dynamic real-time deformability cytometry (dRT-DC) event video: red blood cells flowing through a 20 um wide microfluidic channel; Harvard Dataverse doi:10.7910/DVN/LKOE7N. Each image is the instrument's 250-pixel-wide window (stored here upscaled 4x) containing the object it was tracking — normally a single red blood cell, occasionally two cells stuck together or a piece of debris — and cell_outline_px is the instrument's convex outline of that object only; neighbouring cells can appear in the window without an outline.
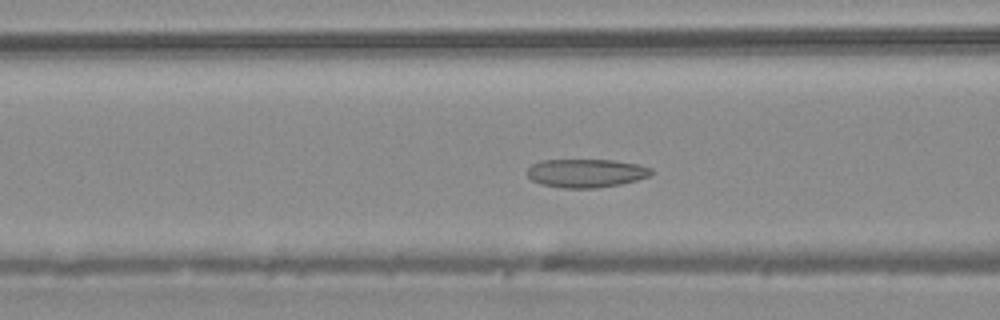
{"species": "common noctule bat (a hibernating species)", "species_latin": "Nyctalus noctula", "temperature_condition": "warm", "stored_images_in_passage": 50, "camera_frame_rate_fps": 3000, "um_per_image_px": 0.085, "animal": {"sex": "male", "body_mass_g": 20.4}, "frame": {"image": 1, "passage_image": 20, "time_ms": 6.333, "image_size_px": [1000, 320], "cell_outline_px": [[652, 172], [648, 176], [636, 180], [620, 184], [596, 188], [564, 188], [540, 184], [532, 180], [528, 176], [528, 168], [532, 164], [544, 160], [612, 160], [640, 164], [652, 168]], "centroid_in_image_um": [49.82, 14.71], "position_along_channel_um": 116.8, "area_um2": 20.52}}
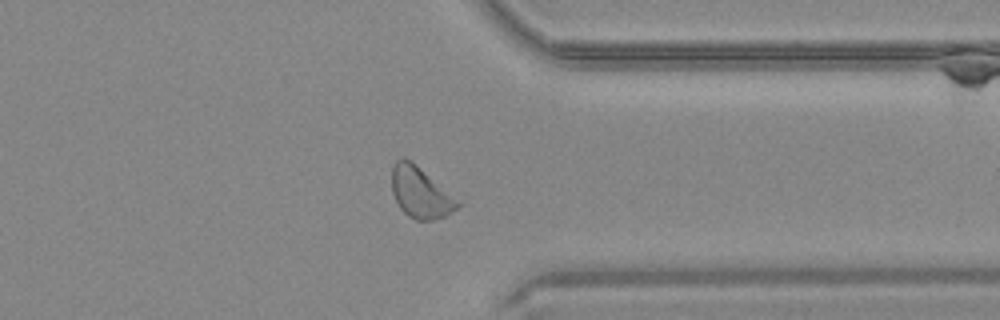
{"frame": {"image": 2, "passage_image": 39, "time_ms": 12.667, "image_size_px": [1000, 320], "cell_outline_px": [[464, 204], [444, 216], [432, 220], [416, 220], [408, 216], [400, 208], [392, 192], [392, 168], [396, 160], [408, 160], [416, 164]], "centroid_in_image_um": [35.76, 16.39], "position_along_channel_um": 375.6, "area_um2": 19.31}}
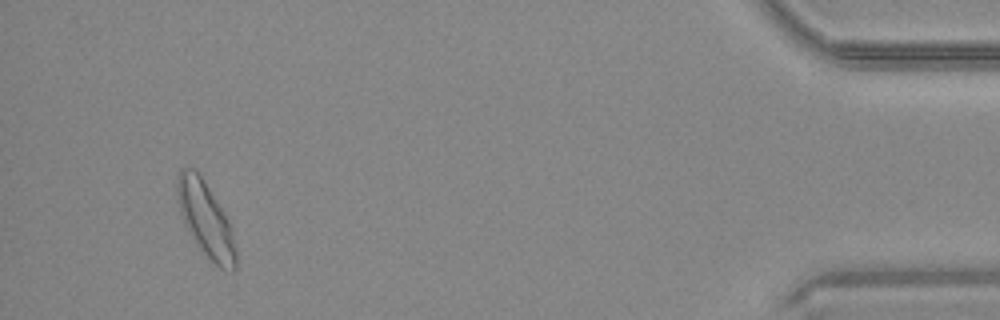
{"frame": {"image": 3, "passage_image": 47, "time_ms": 15.333, "image_size_px": [1000, 320], "cell_outline_px": [[236, 268], [232, 272], [220, 268], [204, 252], [184, 224], [180, 212], [176, 196], [176, 180], [180, 168], [192, 168], [200, 176], [208, 188], [228, 220], [232, 232], [236, 252]], "centroid_in_image_um": [17.46, 18.64], "position_along_channel_um": 417.7, "area_um2": 24.8}, "authors_computed_cell_mechanics": {"area_um2": 21.7906, "velocity_mm_per_s": 4.128, "shape_relaxation_time_tau1_ms": 11.0445, "shape_relaxation_time_tau2_ms": 2.8998, "deformation_change_tau1": 0.1969, "deformation_change_tau2": 0.0875}}